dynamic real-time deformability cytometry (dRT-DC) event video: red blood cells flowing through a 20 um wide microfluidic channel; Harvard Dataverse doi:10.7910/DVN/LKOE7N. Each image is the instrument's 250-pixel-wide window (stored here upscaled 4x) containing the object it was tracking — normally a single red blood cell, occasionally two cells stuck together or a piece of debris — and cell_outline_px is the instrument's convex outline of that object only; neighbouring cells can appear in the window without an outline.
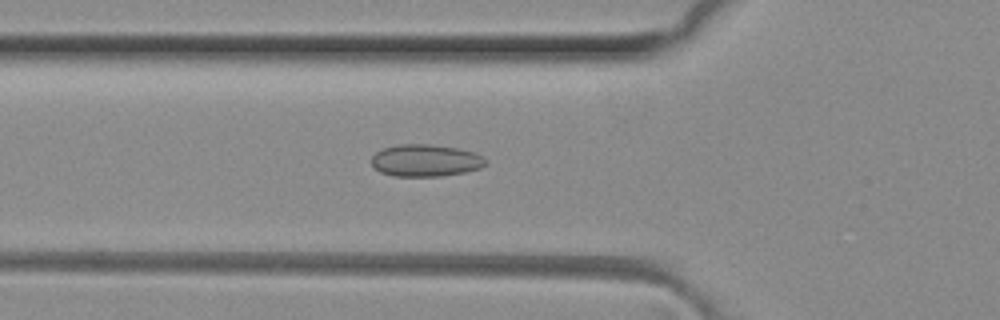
{"species": "common noctule bat (a hibernating species)", "species_latin": "Nyctalus noctula", "temperature_condition": "room temperature", "stored_images_in_passage": 40, "camera_frame_rate_fps": 3000, "um_per_image_px": 0.085, "animal": {"sex": "female", "body_mass_g": 29.2, "forearm_length_mm": 56.3}, "frame": {"image": 1, "passage_image": 8, "time_ms": 2.333, "image_size_px": [1000, 320], "cell_outline_px": [[488, 164], [480, 168], [464, 172], [444, 176], [392, 176], [380, 172], [372, 164], [372, 156], [376, 152], [384, 148], [400, 144], [432, 144], [456, 148], [476, 152], [484, 156], [488, 160]], "centroid_in_image_um": [36.22, 13.64], "position_along_channel_um": 89.6, "area_um2": 21.56}}
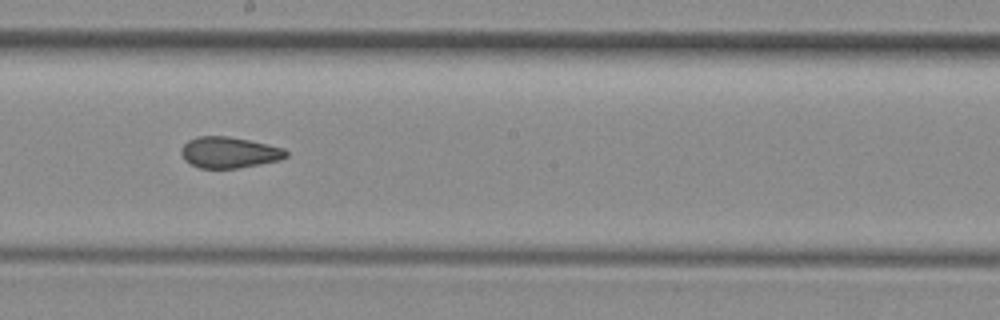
{"frame": {"image": 2, "passage_image": 18, "time_ms": 5.667, "image_size_px": [1000, 320], "cell_outline_px": [[288, 156], [280, 160], [260, 164], [236, 168], [200, 168], [184, 160], [180, 152], [180, 148], [188, 140], [196, 136], [228, 136], [248, 140], [284, 148], [288, 152]], "centroid_in_image_um": [19.46, 12.95], "position_along_channel_um": 228.7, "area_um2": 19.02}}
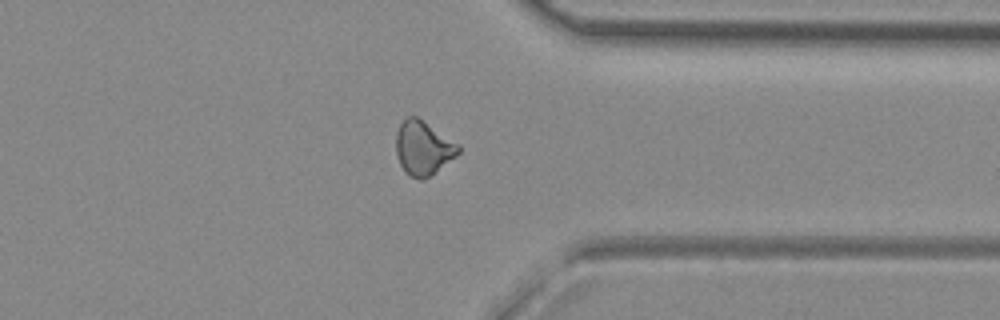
{"frame": {"image": 3, "passage_image": 29, "time_ms": 9.333, "image_size_px": [1000, 320], "cell_outline_px": [[460, 152], [456, 156], [424, 180], [420, 180], [408, 176], [404, 172], [400, 164], [396, 152], [396, 132], [400, 124], [408, 116], [416, 116], [460, 144]], "centroid_in_image_um": [35.96, 12.59], "position_along_channel_um": 375.4, "area_um2": 19.71}, "authors_computed_cell_mechanics": {"area_um2": 19.5942, "velocity_mm_per_s": 4.1597, "shape_relaxation_time_tau1_ms": null, "shape_relaxation_time_tau2_ms": 3.2424, "deformation_change_tau1": null, "deformation_change_tau2": 0.0903}}